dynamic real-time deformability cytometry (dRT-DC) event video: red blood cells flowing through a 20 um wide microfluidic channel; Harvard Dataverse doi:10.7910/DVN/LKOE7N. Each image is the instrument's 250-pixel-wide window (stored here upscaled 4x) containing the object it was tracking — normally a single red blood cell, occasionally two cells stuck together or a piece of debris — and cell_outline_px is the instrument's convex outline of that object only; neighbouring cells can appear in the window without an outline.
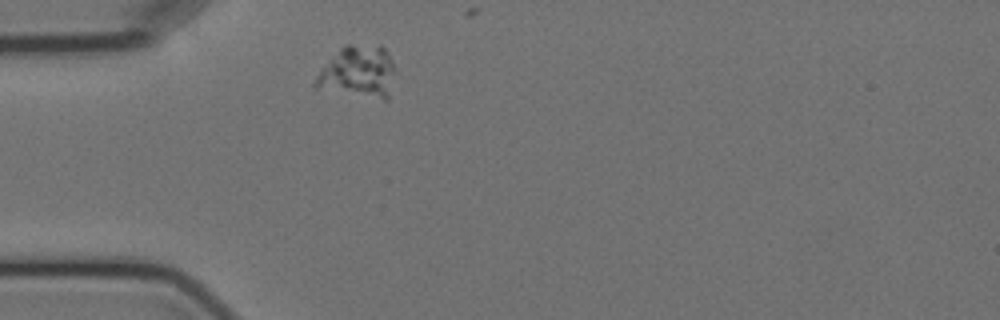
{"species": "Egyptian fruit bat (a non-hibernating species)", "species_latin": "Rousettus aegyptiacus", "temperature_condition": "cold", "stored_images_in_passage": 3, "camera_frame_rate_fps": 3000, "um_per_image_px": 0.085, "animal": {"sex": "female"}, "frame": {"image": 1, "passage_image": 1, "time_ms": 0.0, "image_size_px": [1000, 320], "cell_outline_px": [[392, 72], [388, 100], [384, 100], [316, 88], [312, 84], [320, 68], [344, 44], [380, 44], [384, 48], [392, 60]], "centroid_in_image_um": [30.39, 6.09], "position_along_channel_um": 54.6, "area_um2": 24.04}}